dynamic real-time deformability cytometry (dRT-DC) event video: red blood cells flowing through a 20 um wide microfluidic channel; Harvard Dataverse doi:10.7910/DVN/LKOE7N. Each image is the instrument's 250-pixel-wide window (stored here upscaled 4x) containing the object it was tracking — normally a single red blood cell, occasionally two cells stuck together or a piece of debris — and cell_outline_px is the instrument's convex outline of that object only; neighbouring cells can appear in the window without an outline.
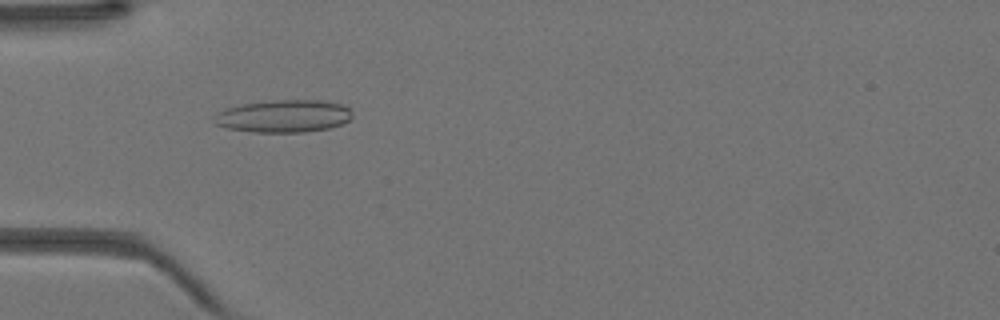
{"species": "Egyptian fruit bat (a non-hibernating species)", "species_latin": "Rousettus aegyptiacus", "temperature_condition": "warm", "stored_images_in_passage": 44, "camera_frame_rate_fps": 3000, "um_per_image_px": 0.085, "animal": {"sex": "female"}, "frame": {"image": 1, "passage_image": 14, "time_ms": 4.333, "image_size_px": [1000, 320], "cell_outline_px": [[352, 116], [348, 120], [340, 124], [328, 128], [304, 132], [252, 132], [228, 128], [216, 124], [216, 112], [224, 108], [240, 104], [272, 100], [320, 100], [344, 104], [352, 112]], "centroid_in_image_um": [24.11, 9.86], "position_along_channel_um": 60.9, "area_um2": 26.18}}
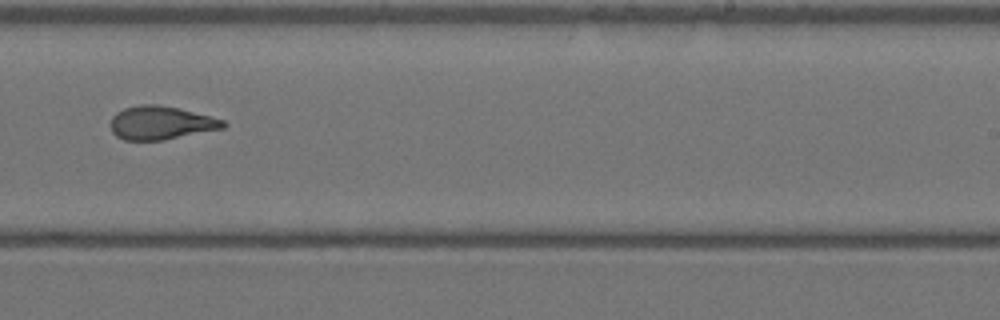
{"frame": {"image": 2, "passage_image": 28, "time_ms": 9.0, "image_size_px": [1000, 320], "cell_outline_px": [[228, 124], [224, 128], [164, 140], [124, 140], [116, 136], [112, 132], [112, 116], [116, 112], [124, 108], [140, 104], [156, 104], [176, 108], [212, 116], [224, 120]], "centroid_in_image_um": [13.69, 10.44], "position_along_channel_um": 275.3, "area_um2": 21.91}}
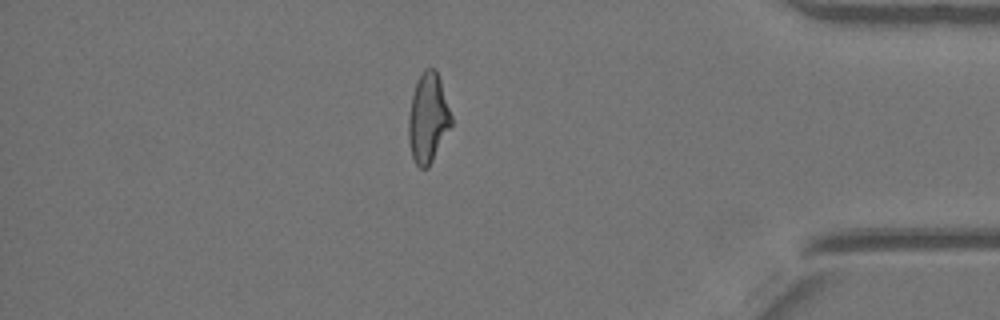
{"frame": {"image": 3, "passage_image": 38, "time_ms": 12.333, "image_size_px": [1000, 320], "cell_outline_px": [[452, 124], [428, 168], [420, 168], [416, 164], [412, 156], [408, 140], [408, 116], [412, 92], [424, 68], [436, 68], [452, 116]], "centroid_in_image_um": [36.37, 10.03], "position_along_channel_um": 398.8, "area_um2": 22.25}}